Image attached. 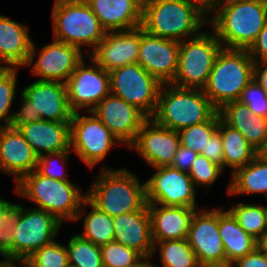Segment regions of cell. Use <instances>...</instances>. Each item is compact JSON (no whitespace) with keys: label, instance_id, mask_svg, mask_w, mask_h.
Listing matches in <instances>:
<instances>
[{"label":"cell","instance_id":"6da1fadb","mask_svg":"<svg viewBox=\"0 0 267 267\" xmlns=\"http://www.w3.org/2000/svg\"><path fill=\"white\" fill-rule=\"evenodd\" d=\"M211 28L223 48L248 49L267 23V4L219 0L209 8Z\"/></svg>","mask_w":267,"mask_h":267},{"label":"cell","instance_id":"7a4b0ae2","mask_svg":"<svg viewBox=\"0 0 267 267\" xmlns=\"http://www.w3.org/2000/svg\"><path fill=\"white\" fill-rule=\"evenodd\" d=\"M208 15L199 0H149L141 27L151 35L181 42L199 35L208 25Z\"/></svg>","mask_w":267,"mask_h":267},{"label":"cell","instance_id":"3957f363","mask_svg":"<svg viewBox=\"0 0 267 267\" xmlns=\"http://www.w3.org/2000/svg\"><path fill=\"white\" fill-rule=\"evenodd\" d=\"M97 179L86 191L87 199L110 216L140 211L147 205L146 185L126 168L101 166Z\"/></svg>","mask_w":267,"mask_h":267},{"label":"cell","instance_id":"277c9868","mask_svg":"<svg viewBox=\"0 0 267 267\" xmlns=\"http://www.w3.org/2000/svg\"><path fill=\"white\" fill-rule=\"evenodd\" d=\"M14 193L34 202L36 208L53 214L60 222H76L86 199L72 181H61L40 174L36 169L25 175L14 187Z\"/></svg>","mask_w":267,"mask_h":267},{"label":"cell","instance_id":"5b68a950","mask_svg":"<svg viewBox=\"0 0 267 267\" xmlns=\"http://www.w3.org/2000/svg\"><path fill=\"white\" fill-rule=\"evenodd\" d=\"M254 66L247 49H221L202 89L217 110L240 99L243 89L254 78Z\"/></svg>","mask_w":267,"mask_h":267},{"label":"cell","instance_id":"8992f818","mask_svg":"<svg viewBox=\"0 0 267 267\" xmlns=\"http://www.w3.org/2000/svg\"><path fill=\"white\" fill-rule=\"evenodd\" d=\"M217 111L202 89L163 84L151 118L163 127L179 131L208 121Z\"/></svg>","mask_w":267,"mask_h":267},{"label":"cell","instance_id":"52a82bcc","mask_svg":"<svg viewBox=\"0 0 267 267\" xmlns=\"http://www.w3.org/2000/svg\"><path fill=\"white\" fill-rule=\"evenodd\" d=\"M51 13L53 38L81 51L92 47L87 56L107 33L85 0H55Z\"/></svg>","mask_w":267,"mask_h":267},{"label":"cell","instance_id":"ba28073f","mask_svg":"<svg viewBox=\"0 0 267 267\" xmlns=\"http://www.w3.org/2000/svg\"><path fill=\"white\" fill-rule=\"evenodd\" d=\"M222 48L212 29L181 41L178 69L170 84L180 88L203 89Z\"/></svg>","mask_w":267,"mask_h":267},{"label":"cell","instance_id":"9c48e42d","mask_svg":"<svg viewBox=\"0 0 267 267\" xmlns=\"http://www.w3.org/2000/svg\"><path fill=\"white\" fill-rule=\"evenodd\" d=\"M109 75L110 94L136 106L148 118L154 115L163 85L157 78L138 63L111 70Z\"/></svg>","mask_w":267,"mask_h":267},{"label":"cell","instance_id":"30bf717a","mask_svg":"<svg viewBox=\"0 0 267 267\" xmlns=\"http://www.w3.org/2000/svg\"><path fill=\"white\" fill-rule=\"evenodd\" d=\"M87 113L88 115L79 112L72 114L70 149L85 166L92 169L104 160L116 144L121 143L92 111Z\"/></svg>","mask_w":267,"mask_h":267},{"label":"cell","instance_id":"8fae6325","mask_svg":"<svg viewBox=\"0 0 267 267\" xmlns=\"http://www.w3.org/2000/svg\"><path fill=\"white\" fill-rule=\"evenodd\" d=\"M62 224L53 214L22 205V214L14 229L13 258L26 260L39 248L55 241Z\"/></svg>","mask_w":267,"mask_h":267},{"label":"cell","instance_id":"7c38bea8","mask_svg":"<svg viewBox=\"0 0 267 267\" xmlns=\"http://www.w3.org/2000/svg\"><path fill=\"white\" fill-rule=\"evenodd\" d=\"M90 65H86L84 58L66 82L68 105L70 110L79 112L85 109L92 111L97 104L110 94V75L91 57L86 56Z\"/></svg>","mask_w":267,"mask_h":267},{"label":"cell","instance_id":"4fadbf2b","mask_svg":"<svg viewBox=\"0 0 267 267\" xmlns=\"http://www.w3.org/2000/svg\"><path fill=\"white\" fill-rule=\"evenodd\" d=\"M36 45L32 42L30 55L25 67H31V74L37 80L56 81L66 83L72 75L76 66L85 58L83 51L63 41L53 39V42L46 44L38 51L36 58ZM35 57V58H34Z\"/></svg>","mask_w":267,"mask_h":267},{"label":"cell","instance_id":"5bb4252c","mask_svg":"<svg viewBox=\"0 0 267 267\" xmlns=\"http://www.w3.org/2000/svg\"><path fill=\"white\" fill-rule=\"evenodd\" d=\"M186 240L201 267H226L225 250L219 234V208L196 211Z\"/></svg>","mask_w":267,"mask_h":267},{"label":"cell","instance_id":"9a60e30c","mask_svg":"<svg viewBox=\"0 0 267 267\" xmlns=\"http://www.w3.org/2000/svg\"><path fill=\"white\" fill-rule=\"evenodd\" d=\"M154 170L156 172L145 182L147 203L198 208L197 189L187 172L172 166H159Z\"/></svg>","mask_w":267,"mask_h":267},{"label":"cell","instance_id":"2e32d148","mask_svg":"<svg viewBox=\"0 0 267 267\" xmlns=\"http://www.w3.org/2000/svg\"><path fill=\"white\" fill-rule=\"evenodd\" d=\"M92 112L127 149L135 142L148 119L136 106L112 94L105 96Z\"/></svg>","mask_w":267,"mask_h":267},{"label":"cell","instance_id":"e0dca14e","mask_svg":"<svg viewBox=\"0 0 267 267\" xmlns=\"http://www.w3.org/2000/svg\"><path fill=\"white\" fill-rule=\"evenodd\" d=\"M180 145L178 131L163 127L148 118L128 150L134 148L151 168H155L170 166Z\"/></svg>","mask_w":267,"mask_h":267},{"label":"cell","instance_id":"ac0fdd59","mask_svg":"<svg viewBox=\"0 0 267 267\" xmlns=\"http://www.w3.org/2000/svg\"><path fill=\"white\" fill-rule=\"evenodd\" d=\"M180 42L147 33L141 27L137 63L162 84H170L178 69Z\"/></svg>","mask_w":267,"mask_h":267},{"label":"cell","instance_id":"d6986e66","mask_svg":"<svg viewBox=\"0 0 267 267\" xmlns=\"http://www.w3.org/2000/svg\"><path fill=\"white\" fill-rule=\"evenodd\" d=\"M34 110V117L54 122H70L73 112L68 105L66 83L36 80L21 93Z\"/></svg>","mask_w":267,"mask_h":267},{"label":"cell","instance_id":"ffe728a7","mask_svg":"<svg viewBox=\"0 0 267 267\" xmlns=\"http://www.w3.org/2000/svg\"><path fill=\"white\" fill-rule=\"evenodd\" d=\"M141 43V26L125 31L107 32L88 55L107 72L137 63Z\"/></svg>","mask_w":267,"mask_h":267},{"label":"cell","instance_id":"44dd1931","mask_svg":"<svg viewBox=\"0 0 267 267\" xmlns=\"http://www.w3.org/2000/svg\"><path fill=\"white\" fill-rule=\"evenodd\" d=\"M38 158L18 129L0 127V171L13 176L15 185L37 168Z\"/></svg>","mask_w":267,"mask_h":267},{"label":"cell","instance_id":"7402d4cb","mask_svg":"<svg viewBox=\"0 0 267 267\" xmlns=\"http://www.w3.org/2000/svg\"><path fill=\"white\" fill-rule=\"evenodd\" d=\"M114 242L136 250L144 258L153 256L154 242L147 205L140 211L113 216Z\"/></svg>","mask_w":267,"mask_h":267},{"label":"cell","instance_id":"603a6c76","mask_svg":"<svg viewBox=\"0 0 267 267\" xmlns=\"http://www.w3.org/2000/svg\"><path fill=\"white\" fill-rule=\"evenodd\" d=\"M153 241L187 238L196 208L147 203Z\"/></svg>","mask_w":267,"mask_h":267},{"label":"cell","instance_id":"cb8c5ba5","mask_svg":"<svg viewBox=\"0 0 267 267\" xmlns=\"http://www.w3.org/2000/svg\"><path fill=\"white\" fill-rule=\"evenodd\" d=\"M28 30L27 25L0 15V68L26 66L33 42Z\"/></svg>","mask_w":267,"mask_h":267},{"label":"cell","instance_id":"d4e9b609","mask_svg":"<svg viewBox=\"0 0 267 267\" xmlns=\"http://www.w3.org/2000/svg\"><path fill=\"white\" fill-rule=\"evenodd\" d=\"M38 157L70 149V122L40 120L17 128Z\"/></svg>","mask_w":267,"mask_h":267},{"label":"cell","instance_id":"484cf974","mask_svg":"<svg viewBox=\"0 0 267 267\" xmlns=\"http://www.w3.org/2000/svg\"><path fill=\"white\" fill-rule=\"evenodd\" d=\"M107 32L132 30L142 25L143 9L133 0H85Z\"/></svg>","mask_w":267,"mask_h":267},{"label":"cell","instance_id":"4316f807","mask_svg":"<svg viewBox=\"0 0 267 267\" xmlns=\"http://www.w3.org/2000/svg\"><path fill=\"white\" fill-rule=\"evenodd\" d=\"M218 112L221 119L238 130L257 151L267 141V118L253 114L239 100L226 103Z\"/></svg>","mask_w":267,"mask_h":267},{"label":"cell","instance_id":"83f0119b","mask_svg":"<svg viewBox=\"0 0 267 267\" xmlns=\"http://www.w3.org/2000/svg\"><path fill=\"white\" fill-rule=\"evenodd\" d=\"M219 208V234L223 242L226 267L256 248L257 240L247 234L228 210Z\"/></svg>","mask_w":267,"mask_h":267},{"label":"cell","instance_id":"f1b7e54d","mask_svg":"<svg viewBox=\"0 0 267 267\" xmlns=\"http://www.w3.org/2000/svg\"><path fill=\"white\" fill-rule=\"evenodd\" d=\"M227 192L237 195H267V161L256 156L250 163L237 169L230 177Z\"/></svg>","mask_w":267,"mask_h":267},{"label":"cell","instance_id":"f546056e","mask_svg":"<svg viewBox=\"0 0 267 267\" xmlns=\"http://www.w3.org/2000/svg\"><path fill=\"white\" fill-rule=\"evenodd\" d=\"M218 132L223 147V170L228 167L233 174L257 156V150L247 142L238 130L228 126L221 119L220 114Z\"/></svg>","mask_w":267,"mask_h":267},{"label":"cell","instance_id":"4dcf8cb0","mask_svg":"<svg viewBox=\"0 0 267 267\" xmlns=\"http://www.w3.org/2000/svg\"><path fill=\"white\" fill-rule=\"evenodd\" d=\"M86 205L87 207L90 206L91 208L89 212L86 210ZM83 216L84 232L83 234H79L82 238L91 241L98 246L113 242L115 228L112 216L99 210L87 198L82 202L76 221Z\"/></svg>","mask_w":267,"mask_h":267},{"label":"cell","instance_id":"1f68e13d","mask_svg":"<svg viewBox=\"0 0 267 267\" xmlns=\"http://www.w3.org/2000/svg\"><path fill=\"white\" fill-rule=\"evenodd\" d=\"M153 256L158 251L161 267H201L193 249L184 240L153 241ZM156 267H160L155 263Z\"/></svg>","mask_w":267,"mask_h":267},{"label":"cell","instance_id":"d6a6232c","mask_svg":"<svg viewBox=\"0 0 267 267\" xmlns=\"http://www.w3.org/2000/svg\"><path fill=\"white\" fill-rule=\"evenodd\" d=\"M245 232L256 240L267 230L266 206L258 203L240 202L228 208Z\"/></svg>","mask_w":267,"mask_h":267},{"label":"cell","instance_id":"836d02e7","mask_svg":"<svg viewBox=\"0 0 267 267\" xmlns=\"http://www.w3.org/2000/svg\"><path fill=\"white\" fill-rule=\"evenodd\" d=\"M68 253V263L71 267H104L101 248L82 238L79 233L70 237L65 245Z\"/></svg>","mask_w":267,"mask_h":267},{"label":"cell","instance_id":"e575fe53","mask_svg":"<svg viewBox=\"0 0 267 267\" xmlns=\"http://www.w3.org/2000/svg\"><path fill=\"white\" fill-rule=\"evenodd\" d=\"M218 124L219 112L217 111L208 121L179 130L180 144L198 154L206 151L208 138L218 130Z\"/></svg>","mask_w":267,"mask_h":267},{"label":"cell","instance_id":"d590c367","mask_svg":"<svg viewBox=\"0 0 267 267\" xmlns=\"http://www.w3.org/2000/svg\"><path fill=\"white\" fill-rule=\"evenodd\" d=\"M18 70L19 68H0V127L10 126L13 117L14 112L10 110L17 93Z\"/></svg>","mask_w":267,"mask_h":267},{"label":"cell","instance_id":"8d00e7d4","mask_svg":"<svg viewBox=\"0 0 267 267\" xmlns=\"http://www.w3.org/2000/svg\"><path fill=\"white\" fill-rule=\"evenodd\" d=\"M100 248L104 267H136L145 259L136 250L114 241Z\"/></svg>","mask_w":267,"mask_h":267},{"label":"cell","instance_id":"74e56055","mask_svg":"<svg viewBox=\"0 0 267 267\" xmlns=\"http://www.w3.org/2000/svg\"><path fill=\"white\" fill-rule=\"evenodd\" d=\"M26 260L30 267H69L65 244L57 240L39 248Z\"/></svg>","mask_w":267,"mask_h":267},{"label":"cell","instance_id":"f35d334b","mask_svg":"<svg viewBox=\"0 0 267 267\" xmlns=\"http://www.w3.org/2000/svg\"><path fill=\"white\" fill-rule=\"evenodd\" d=\"M223 172L222 166L198 154L188 174L197 189L200 186L209 188Z\"/></svg>","mask_w":267,"mask_h":267},{"label":"cell","instance_id":"ab89813d","mask_svg":"<svg viewBox=\"0 0 267 267\" xmlns=\"http://www.w3.org/2000/svg\"><path fill=\"white\" fill-rule=\"evenodd\" d=\"M22 214V205L13 203L5 212L0 225V255L13 258L14 229Z\"/></svg>","mask_w":267,"mask_h":267},{"label":"cell","instance_id":"60d3db41","mask_svg":"<svg viewBox=\"0 0 267 267\" xmlns=\"http://www.w3.org/2000/svg\"><path fill=\"white\" fill-rule=\"evenodd\" d=\"M70 154L71 150H64L57 153H47L40 155L38 158L36 170L43 176L52 179L70 181L68 179V176L65 174V163L69 162L68 159ZM56 163H58V166Z\"/></svg>","mask_w":267,"mask_h":267},{"label":"cell","instance_id":"b9f144b4","mask_svg":"<svg viewBox=\"0 0 267 267\" xmlns=\"http://www.w3.org/2000/svg\"><path fill=\"white\" fill-rule=\"evenodd\" d=\"M239 101L253 114L267 118V93L255 78L243 89Z\"/></svg>","mask_w":267,"mask_h":267},{"label":"cell","instance_id":"7bdbcfd3","mask_svg":"<svg viewBox=\"0 0 267 267\" xmlns=\"http://www.w3.org/2000/svg\"><path fill=\"white\" fill-rule=\"evenodd\" d=\"M21 98V108L19 111L13 113V117L10 123V127L17 129L18 127L29 124L32 122H37L41 120V117H34V110L31 107V102L27 100L22 94Z\"/></svg>","mask_w":267,"mask_h":267},{"label":"cell","instance_id":"ee69618b","mask_svg":"<svg viewBox=\"0 0 267 267\" xmlns=\"http://www.w3.org/2000/svg\"><path fill=\"white\" fill-rule=\"evenodd\" d=\"M199 154H202L223 168V147L221 136L218 130L210 138H208L206 151H201Z\"/></svg>","mask_w":267,"mask_h":267},{"label":"cell","instance_id":"f6af8a7d","mask_svg":"<svg viewBox=\"0 0 267 267\" xmlns=\"http://www.w3.org/2000/svg\"><path fill=\"white\" fill-rule=\"evenodd\" d=\"M247 51L255 63L267 61V23Z\"/></svg>","mask_w":267,"mask_h":267},{"label":"cell","instance_id":"bcb514c9","mask_svg":"<svg viewBox=\"0 0 267 267\" xmlns=\"http://www.w3.org/2000/svg\"><path fill=\"white\" fill-rule=\"evenodd\" d=\"M198 153L180 145L174 160L170 166L183 172L189 173L191 165Z\"/></svg>","mask_w":267,"mask_h":267},{"label":"cell","instance_id":"7dc6e473","mask_svg":"<svg viewBox=\"0 0 267 267\" xmlns=\"http://www.w3.org/2000/svg\"><path fill=\"white\" fill-rule=\"evenodd\" d=\"M227 267H267V256L256 247L243 258L228 264Z\"/></svg>","mask_w":267,"mask_h":267},{"label":"cell","instance_id":"c3c4849f","mask_svg":"<svg viewBox=\"0 0 267 267\" xmlns=\"http://www.w3.org/2000/svg\"><path fill=\"white\" fill-rule=\"evenodd\" d=\"M254 78L267 93V61L255 63Z\"/></svg>","mask_w":267,"mask_h":267},{"label":"cell","instance_id":"681fc988","mask_svg":"<svg viewBox=\"0 0 267 267\" xmlns=\"http://www.w3.org/2000/svg\"><path fill=\"white\" fill-rule=\"evenodd\" d=\"M26 267L27 260L25 259H16V258H6L0 261V267H19V264Z\"/></svg>","mask_w":267,"mask_h":267},{"label":"cell","instance_id":"f907efd6","mask_svg":"<svg viewBox=\"0 0 267 267\" xmlns=\"http://www.w3.org/2000/svg\"><path fill=\"white\" fill-rule=\"evenodd\" d=\"M256 247L267 256V230L257 239Z\"/></svg>","mask_w":267,"mask_h":267},{"label":"cell","instance_id":"816d5d0a","mask_svg":"<svg viewBox=\"0 0 267 267\" xmlns=\"http://www.w3.org/2000/svg\"><path fill=\"white\" fill-rule=\"evenodd\" d=\"M13 203L8 200H4L0 198V225L3 223V217L5 215L6 210L12 205Z\"/></svg>","mask_w":267,"mask_h":267},{"label":"cell","instance_id":"f5cc1de1","mask_svg":"<svg viewBox=\"0 0 267 267\" xmlns=\"http://www.w3.org/2000/svg\"><path fill=\"white\" fill-rule=\"evenodd\" d=\"M257 155L260 156L263 160L267 161V141L264 145L257 151Z\"/></svg>","mask_w":267,"mask_h":267},{"label":"cell","instance_id":"db71d44e","mask_svg":"<svg viewBox=\"0 0 267 267\" xmlns=\"http://www.w3.org/2000/svg\"><path fill=\"white\" fill-rule=\"evenodd\" d=\"M151 258H145L142 262H140L136 267H156L152 261L150 262Z\"/></svg>","mask_w":267,"mask_h":267},{"label":"cell","instance_id":"11a10c76","mask_svg":"<svg viewBox=\"0 0 267 267\" xmlns=\"http://www.w3.org/2000/svg\"><path fill=\"white\" fill-rule=\"evenodd\" d=\"M201 1L208 9L219 0H199Z\"/></svg>","mask_w":267,"mask_h":267},{"label":"cell","instance_id":"9f6ffc18","mask_svg":"<svg viewBox=\"0 0 267 267\" xmlns=\"http://www.w3.org/2000/svg\"><path fill=\"white\" fill-rule=\"evenodd\" d=\"M133 1H135L143 9L149 0H133Z\"/></svg>","mask_w":267,"mask_h":267},{"label":"cell","instance_id":"6f0895ef","mask_svg":"<svg viewBox=\"0 0 267 267\" xmlns=\"http://www.w3.org/2000/svg\"><path fill=\"white\" fill-rule=\"evenodd\" d=\"M247 1H256V2H261V3L267 4V0H247Z\"/></svg>","mask_w":267,"mask_h":267},{"label":"cell","instance_id":"680465c9","mask_svg":"<svg viewBox=\"0 0 267 267\" xmlns=\"http://www.w3.org/2000/svg\"><path fill=\"white\" fill-rule=\"evenodd\" d=\"M265 220H266V227H267V206H266V218H265Z\"/></svg>","mask_w":267,"mask_h":267}]
</instances>
